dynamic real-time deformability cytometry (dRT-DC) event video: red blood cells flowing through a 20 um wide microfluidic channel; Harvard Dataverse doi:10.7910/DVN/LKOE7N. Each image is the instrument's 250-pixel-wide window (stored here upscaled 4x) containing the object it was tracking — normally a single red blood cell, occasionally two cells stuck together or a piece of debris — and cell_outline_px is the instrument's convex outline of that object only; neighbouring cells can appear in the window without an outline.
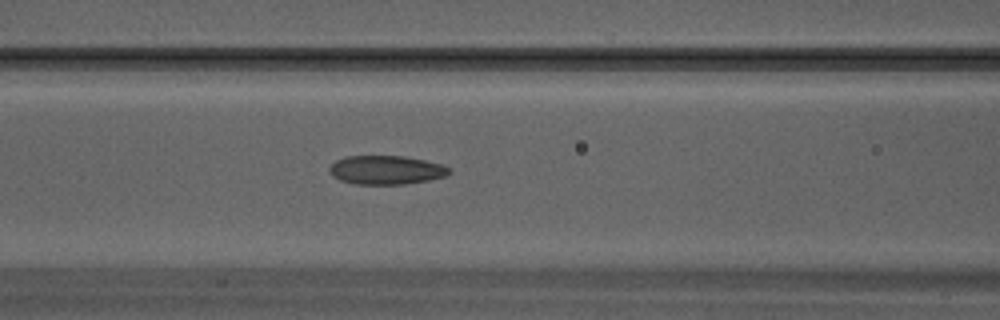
{"species": "Egyptian fruit bat (a non-hibernating species)", "species_latin": "Rousettus aegyptiacus", "temperature_condition": "warm", "stored_images_in_passage": 31, "camera_frame_rate_fps": 3000, "um_per_image_px": 0.085, "animal": {"sex": "male"}, "frame": {"image": 1, "passage_image": 14, "time_ms": 4.333, "image_size_px": [1000, 320], "cell_outline_px": [[452, 172], [444, 176], [428, 180], [404, 184], [356, 184], [340, 180], [332, 176], [328, 172], [328, 168], [336, 160], [348, 156], [404, 156], [444, 164], [452, 168]], "centroid_in_image_um": [32.84, 14.44], "position_along_channel_um": 133.8, "area_um2": 20.23}}